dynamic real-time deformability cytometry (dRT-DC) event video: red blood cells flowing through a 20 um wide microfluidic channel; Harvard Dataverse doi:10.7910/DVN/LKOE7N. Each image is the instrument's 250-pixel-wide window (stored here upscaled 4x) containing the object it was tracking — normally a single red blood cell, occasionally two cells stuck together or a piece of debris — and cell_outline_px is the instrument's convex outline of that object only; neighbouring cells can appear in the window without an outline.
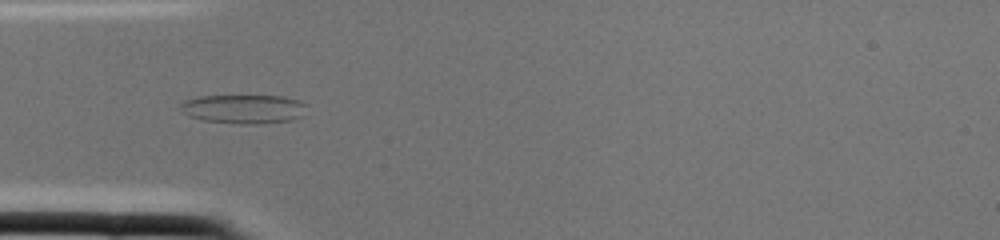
{"species": "common noctule bat (a hibernating species)", "species_latin": "Nyctalus noctula", "temperature_condition": "cold", "stored_images_in_passage": 2, "camera_frame_rate_fps": 3000, "um_per_image_px": 0.085, "animal": {"sex": "female", "body_mass_g": 22.0, "forearm_length_mm": 56.7}, "frame": {"image": 1, "passage_image": 2, "time_ms": 0.333, "image_size_px": [1000, 240], "cell_outline_px": [[304, 116], [292, 120], [264, 124], [240, 124], [204, 120], [188, 116], [180, 108], [180, 104], [184, 100], [200, 96], [284, 96], [300, 100], [304, 104]], "centroid_in_image_um": [20.73, 9.27], "position_along_channel_um": 64.3, "area_um2": 21.44}}